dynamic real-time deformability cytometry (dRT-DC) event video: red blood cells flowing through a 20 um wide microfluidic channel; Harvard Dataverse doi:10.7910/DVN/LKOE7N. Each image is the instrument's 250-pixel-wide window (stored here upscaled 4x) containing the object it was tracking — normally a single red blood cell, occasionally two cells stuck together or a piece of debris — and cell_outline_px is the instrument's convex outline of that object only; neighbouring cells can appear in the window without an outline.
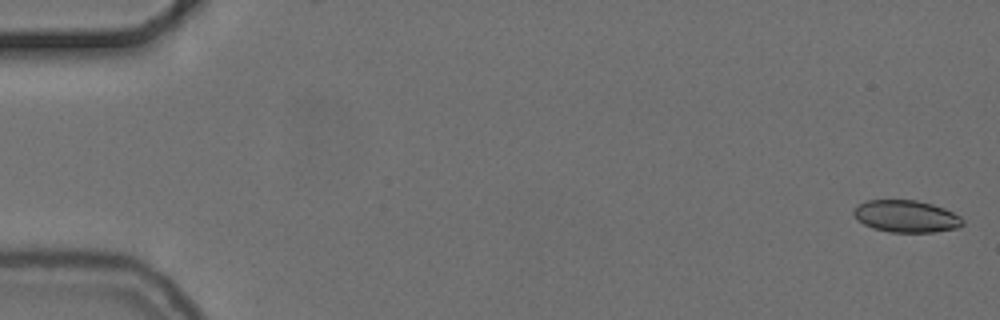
{"species": "common noctule bat (a hibernating species)", "species_latin": "Nyctalus noctula", "temperature_condition": "cold", "stored_images_in_passage": 6, "camera_frame_rate_fps": 3000, "um_per_image_px": 0.085, "animal": {"sex": "female", "body_mass_g": 24.6, "forearm_length_mm": 56.2}, "frame": {"image": 1, "passage_image": 1, "time_ms": 0.0, "image_size_px": [1000, 320], "cell_outline_px": [[964, 224], [960, 228], [932, 232], [888, 232], [872, 228], [856, 220], [852, 212], [860, 204], [868, 200], [916, 200], [932, 204], [944, 208], [960, 216], [964, 220]], "centroid_in_image_um": [77.04, 18.39], "position_along_channel_um": 8.0, "area_um2": 20.46}}
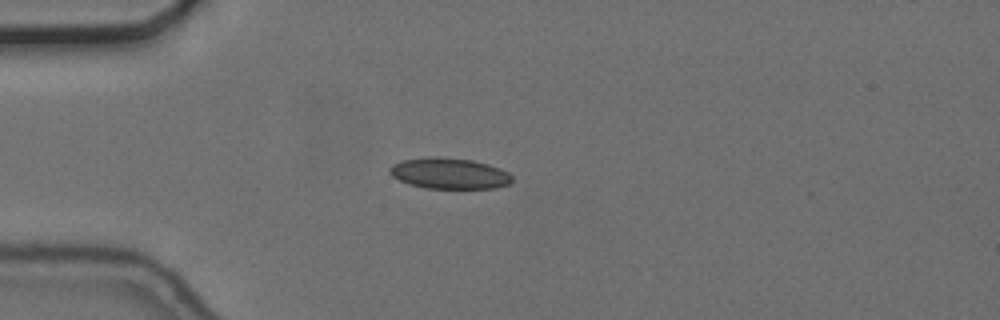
{"frame": {"image": 2, "passage_image": 3, "time_ms": 4.667, "image_size_px": [1000, 320], "cell_outline_px": [[512, 180], [508, 184], [496, 188], [424, 188], [408, 184], [392, 176], [388, 172], [388, 168], [392, 164], [404, 160], [432, 156], [440, 156], [472, 160], [488, 164], [500, 168], [508, 172], [512, 176]], "centroid_in_image_um": [38.17, 14.73], "position_along_channel_um": 46.8, "area_um2": 22.2}}
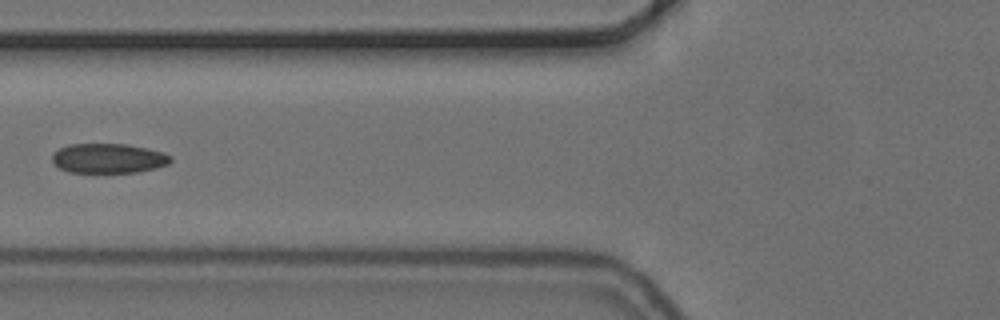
{"frame": {"image": 3, "passage_image": 5, "time_ms": 7.0, "image_size_px": [1000, 320], "cell_outline_px": [[172, 160], [168, 164], [156, 168], [136, 172], [68, 172], [60, 168], [52, 160], [52, 156], [60, 148], [68, 144], [128, 144], [148, 148], [172, 156]], "centroid_in_image_um": [9.24, 13.45], "position_along_channel_um": 116.6, "area_um2": 20.35}}